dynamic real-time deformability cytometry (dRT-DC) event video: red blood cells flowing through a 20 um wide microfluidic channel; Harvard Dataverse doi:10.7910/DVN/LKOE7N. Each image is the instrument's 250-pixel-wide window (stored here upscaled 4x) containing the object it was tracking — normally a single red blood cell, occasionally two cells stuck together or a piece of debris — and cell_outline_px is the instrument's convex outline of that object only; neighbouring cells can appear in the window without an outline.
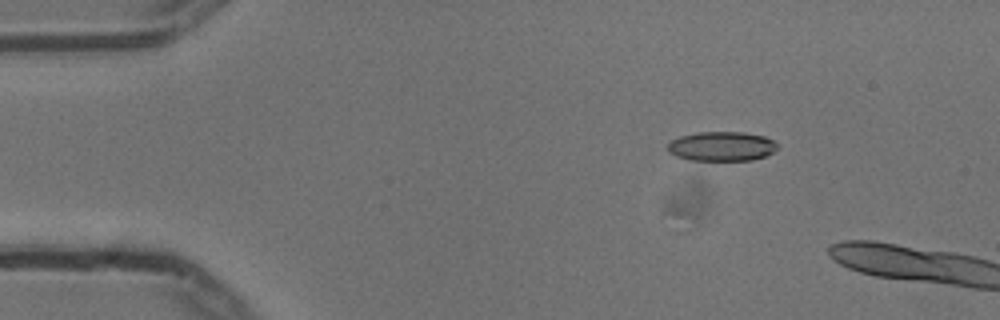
{"species": "common noctule bat (a hibernating species)", "species_latin": "Nyctalus noctula", "temperature_condition": "cold", "stored_images_in_passage": 41, "camera_frame_rate_fps": 3000, "um_per_image_px": 0.085, "animal": {"sex": "male", "body_mass_g": 13.3}, "frame": {"image": 1, "passage_image": 1, "time_ms": 0.0, "image_size_px": [1000, 320], "cell_outline_px": [[776, 148], [772, 152], [764, 156], [752, 160], [688, 160], [676, 156], [668, 152], [668, 140], [680, 136], [696, 132], [744, 132], [764, 136], [772, 140], [776, 144]], "centroid_in_image_um": [61.28, 12.43], "position_along_channel_um": 23.7, "area_um2": 18.84}}
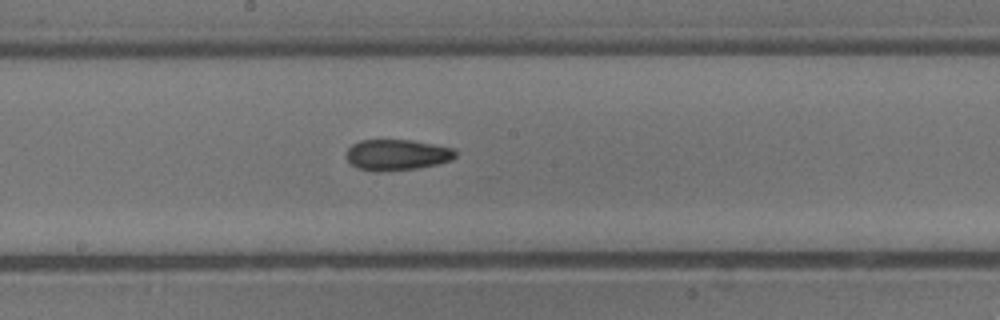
{"frame": {"image": 2, "passage_image": 22, "time_ms": 7.0, "image_size_px": [1000, 320], "cell_outline_px": [[456, 156], [452, 160], [436, 164], [416, 168], [356, 168], [348, 160], [348, 148], [352, 144], [360, 140], [412, 140], [456, 148]], "centroid_in_image_um": [33.82, 13.1], "position_along_channel_um": 214.4, "area_um2": 18.79}}
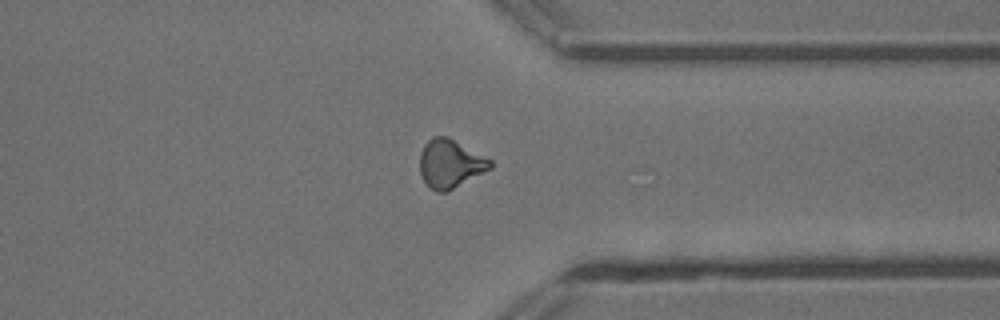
{"frame": {"image": 3, "passage_image": 35, "time_ms": 11.333, "image_size_px": [1000, 320], "cell_outline_px": [[492, 168], [448, 192], [436, 192], [424, 180], [420, 172], [420, 152], [424, 144], [432, 136], [448, 136], [492, 160]], "centroid_in_image_um": [38.28, 13.9], "position_along_channel_um": 373.1, "area_um2": 19.94}}